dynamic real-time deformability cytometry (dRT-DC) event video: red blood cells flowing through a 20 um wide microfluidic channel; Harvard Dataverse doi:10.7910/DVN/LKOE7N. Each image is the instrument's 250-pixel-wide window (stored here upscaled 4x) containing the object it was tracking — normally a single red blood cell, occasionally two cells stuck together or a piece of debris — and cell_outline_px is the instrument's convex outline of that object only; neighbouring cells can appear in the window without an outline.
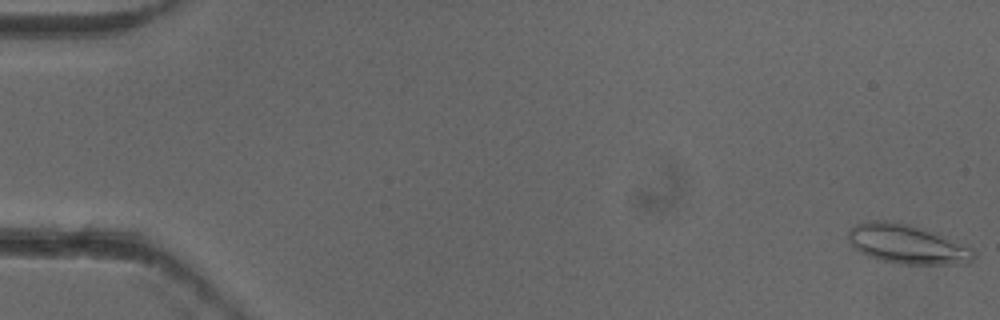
{"species": "common noctule bat (a hibernating species)", "species_latin": "Nyctalus noctula", "temperature_condition": "cold", "stored_images_in_passage": 16, "camera_frame_rate_fps": 3000, "um_per_image_px": 0.085, "animal": {"sex": "female"}, "frame": {"image": 1, "passage_image": 1, "time_ms": 0.0, "image_size_px": [1000, 320], "cell_outline_px": [[976, 256], [968, 264], [900, 264], [880, 260], [868, 256], [852, 248], [848, 240], [848, 228], [856, 224], [872, 220], [884, 220], [908, 224], [928, 228], [972, 248], [976, 252]], "centroid_in_image_um": [77.11, 20.75], "position_along_channel_um": 7.9, "area_um2": 29.3}}